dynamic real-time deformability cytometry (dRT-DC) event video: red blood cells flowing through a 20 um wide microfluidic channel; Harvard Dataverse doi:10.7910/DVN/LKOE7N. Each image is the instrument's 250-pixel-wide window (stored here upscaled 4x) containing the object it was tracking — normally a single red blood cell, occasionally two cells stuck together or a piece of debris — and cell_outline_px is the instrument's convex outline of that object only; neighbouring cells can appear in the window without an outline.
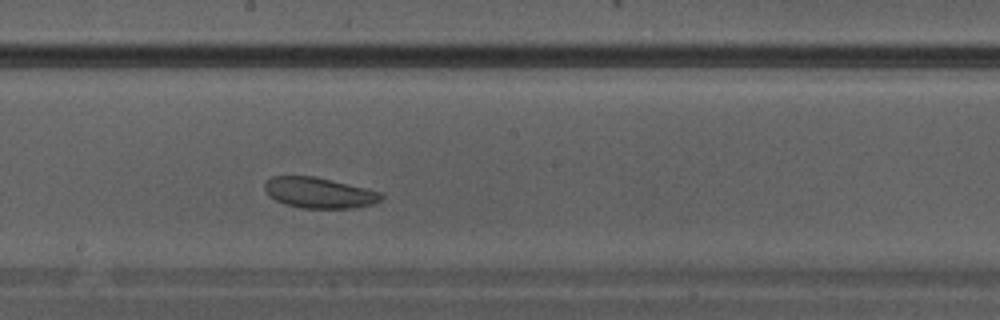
{"species": "Egyptian fruit bat (a non-hibernating species)", "species_latin": "Rousettus aegyptiacus", "temperature_condition": "warm", "stored_images_in_passage": 11, "camera_frame_rate_fps": 3000, "um_per_image_px": 0.085, "animal": {"sex": "male"}, "frame": {"image": 1, "passage_image": 11, "time_ms": 3.333, "image_size_px": [1000, 320], "cell_outline_px": [[384, 196], [380, 200], [372, 204], [356, 208], [300, 208], [284, 204], [268, 196], [264, 188], [264, 184], [272, 176], [316, 176], [384, 192]], "centroid_in_image_um": [27.15, 16.39], "position_along_channel_um": 221.1, "area_um2": 21.1}}